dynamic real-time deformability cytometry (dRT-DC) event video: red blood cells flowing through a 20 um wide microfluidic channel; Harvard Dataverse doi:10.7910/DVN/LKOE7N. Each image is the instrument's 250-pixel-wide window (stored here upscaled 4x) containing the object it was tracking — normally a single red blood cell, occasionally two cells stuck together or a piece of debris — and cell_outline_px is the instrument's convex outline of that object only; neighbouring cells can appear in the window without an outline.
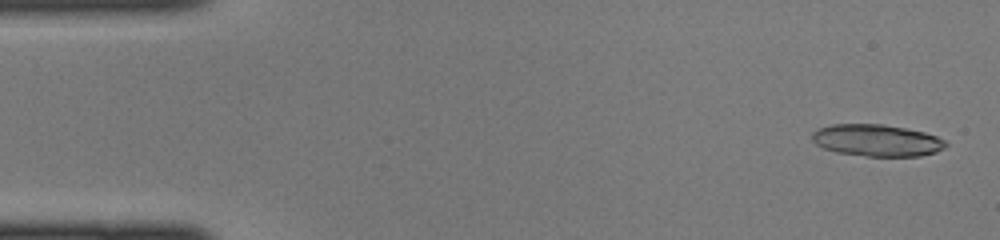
{"species": "common noctule bat (a hibernating species)", "species_latin": "Nyctalus noctula", "temperature_condition": "cold", "stored_images_in_passage": 44, "camera_frame_rate_fps": 3000, "um_per_image_px": 0.085, "animal": {"sex": "female", "body_mass_g": 22.0, "forearm_length_mm": 56.7}, "frame": {"image": 1, "passage_image": 2, "time_ms": 0.333, "image_size_px": [1000, 240], "cell_outline_px": [[948, 144], [944, 148], [936, 152], [920, 156], [868, 156], [836, 152], [824, 148], [816, 144], [812, 140], [812, 132], [820, 128], [832, 124], [884, 124], [924, 132], [936, 136], [944, 140]], "centroid_in_image_um": [74.53, 11.93], "position_along_channel_um": 10.5, "area_um2": 24.74}}
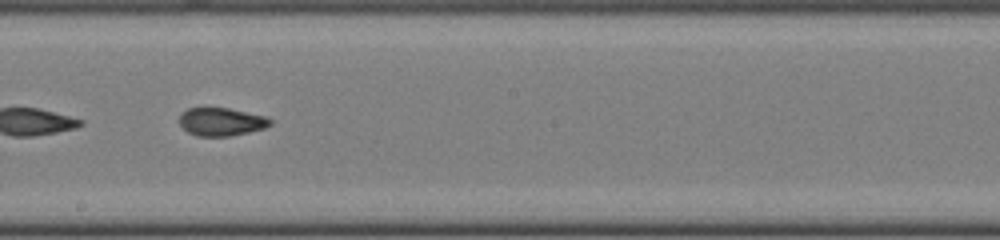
{"frame": {"image": 2, "passage_image": 25, "time_ms": 8.0, "image_size_px": [1000, 240], "cell_outline_px": [[272, 124], [264, 128], [248, 132], [228, 136], [196, 136], [188, 132], [180, 124], [180, 116], [188, 108], [228, 108], [264, 116], [272, 120]], "centroid_in_image_um": [18.82, 10.35], "position_along_channel_um": 229.4, "area_um2": 14.62}}
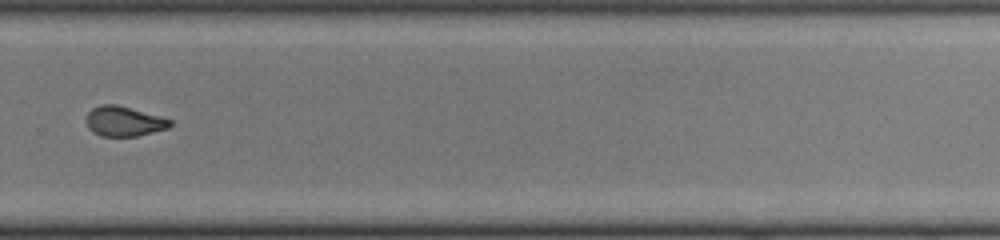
{"frame": {"image": 3, "passage_image": 31, "time_ms": 10.0, "image_size_px": [1000, 240], "cell_outline_px": [[172, 124], [168, 128], [136, 136], [100, 136], [92, 132], [88, 128], [84, 120], [88, 112], [92, 108], [100, 104], [116, 104], [160, 116], [172, 120]], "centroid_in_image_um": [10.48, 10.31], "position_along_channel_um": 319.3, "area_um2": 14.74}}